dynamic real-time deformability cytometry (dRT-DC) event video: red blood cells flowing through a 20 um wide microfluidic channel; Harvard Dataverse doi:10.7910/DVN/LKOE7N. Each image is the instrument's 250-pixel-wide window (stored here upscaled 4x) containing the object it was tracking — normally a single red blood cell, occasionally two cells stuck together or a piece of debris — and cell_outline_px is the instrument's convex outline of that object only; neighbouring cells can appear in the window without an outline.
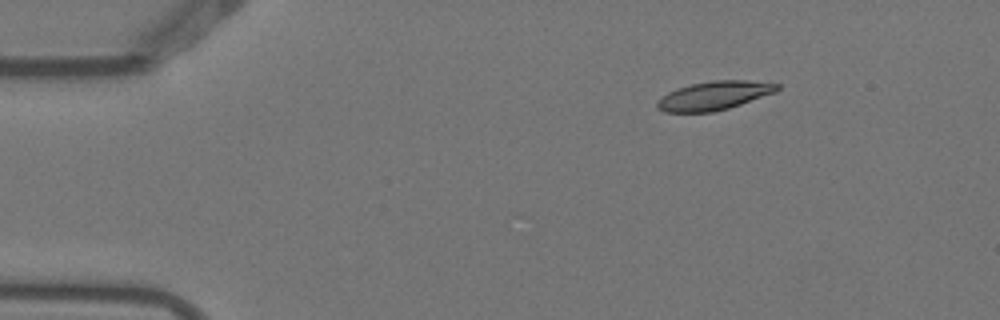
{"species": "Egyptian fruit bat (a non-hibernating species)", "species_latin": "Rousettus aegyptiacus", "temperature_condition": "warm", "stored_images_in_passage": 3, "camera_frame_rate_fps": 3000, "um_per_image_px": 0.085, "animal": {"sex": "female"}, "frame": {"image": 1, "passage_image": 2, "time_ms": 0.333, "image_size_px": [1000, 320], "cell_outline_px": [[780, 88], [776, 92], [728, 108], [712, 112], [664, 112], [656, 108], [656, 104], [668, 92], [692, 84], [712, 80], [748, 80], [780, 84]], "centroid_in_image_um": [60.73, 8.12], "position_along_channel_um": 24.3, "area_um2": 19.83}}